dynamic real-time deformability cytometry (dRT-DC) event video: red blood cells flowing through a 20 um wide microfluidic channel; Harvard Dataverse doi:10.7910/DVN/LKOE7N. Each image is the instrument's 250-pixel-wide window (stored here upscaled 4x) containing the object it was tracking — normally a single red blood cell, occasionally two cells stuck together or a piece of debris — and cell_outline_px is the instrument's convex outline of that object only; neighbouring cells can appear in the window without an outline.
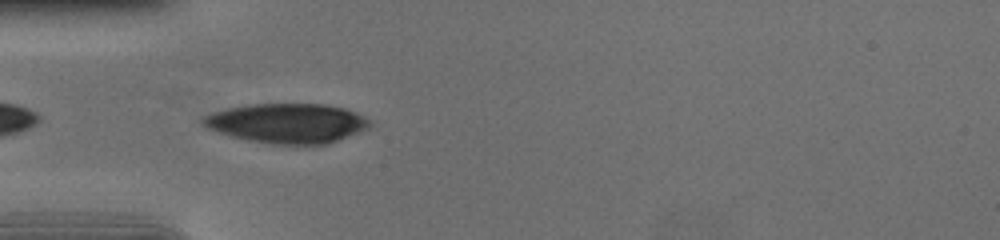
{"species": "human", "species_latin": "Homo sapiens", "temperature_condition": "cold", "stored_images_in_passage": 42, "camera_frame_rate_fps": 3000, "um_per_image_px": 0.085, "donor": {"sex": "female"}, "frame": {"image": 1, "passage_image": 3, "time_ms": 0.667, "image_size_px": [1000, 240], "cell_outline_px": [[356, 124], [344, 132], [332, 136], [316, 140], [296, 140], [256, 136], [216, 124], [212, 120], [220, 116], [236, 112], [256, 108], [328, 108], [344, 112], [352, 116]], "centroid_in_image_um": [24.54, 10.43], "position_along_channel_um": 60.5, "area_um2": 25.03}}
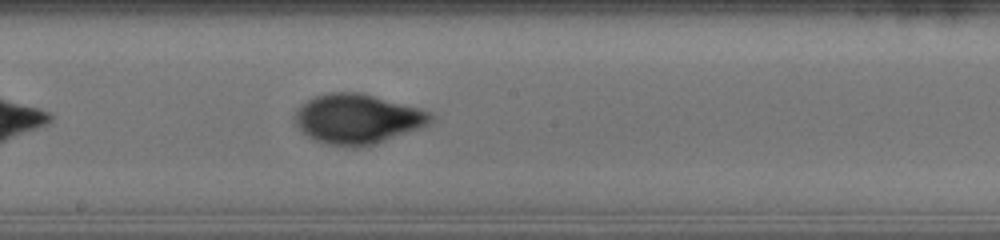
{"frame": {"image": 2, "passage_image": 16, "time_ms": 5.0, "image_size_px": [1000, 240], "cell_outline_px": [[420, 116], [416, 120], [408, 124], [360, 140], [328, 136], [320, 132], [308, 120], [308, 116], [312, 108], [316, 104], [324, 100], [368, 100], [412, 112]], "centroid_in_image_um": [30.38, 10.06], "position_along_channel_um": 217.8, "area_um2": 22.54}}
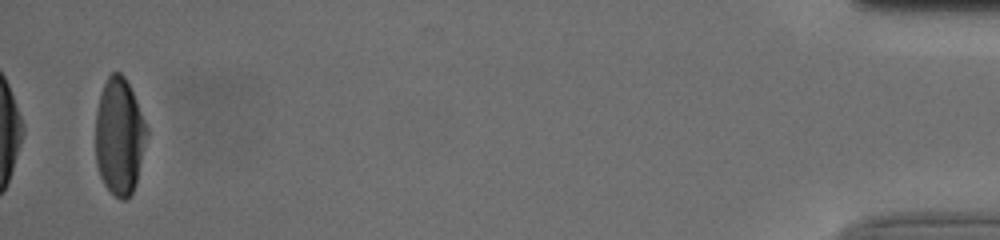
{"frame": {"image": 3, "passage_image": 40, "time_ms": 13.0, "image_size_px": [1000, 240], "cell_outline_px": [[136, 172], [132, 188], [128, 196], [120, 196], [108, 184], [104, 176], [104, 172], [112, 76], [120, 76], [124, 80], [132, 96], [136, 108]], "centroid_in_image_um": [10.29, 11.83], "position_along_channel_um": 424.9, "area_um2": 21.91}, "authors_computed_cell_mechanics": {"area_um2": 22.8888, "velocity_mm_per_s": 3.718, "shape_relaxation_time_tau1_ms": 4.402, "shape_relaxation_time_tau2_ms": 0.9231, "deformation_change_tau1": 0.2466, "deformation_change_tau2": 0.0578}}